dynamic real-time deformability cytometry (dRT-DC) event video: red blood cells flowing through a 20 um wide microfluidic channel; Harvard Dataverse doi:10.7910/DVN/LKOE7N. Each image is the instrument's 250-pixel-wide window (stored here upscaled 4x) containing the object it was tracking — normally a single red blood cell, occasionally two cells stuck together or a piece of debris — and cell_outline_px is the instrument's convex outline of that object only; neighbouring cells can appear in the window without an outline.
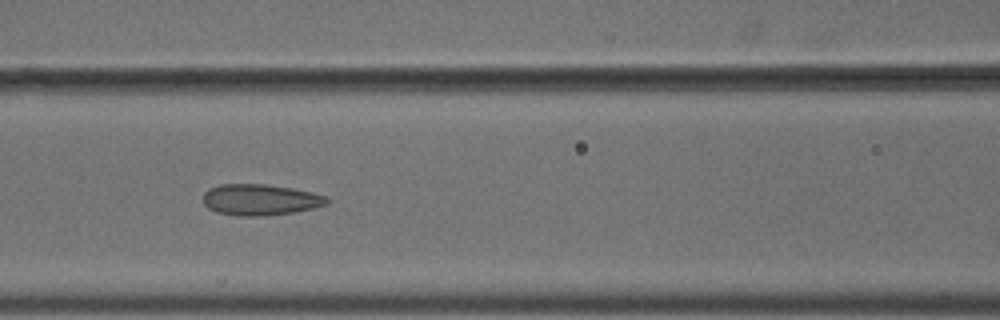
{"species": "common noctule bat (a hibernating species)", "species_latin": "Nyctalus noctula", "temperature_condition": "cold", "stored_images_in_passage": 7, "camera_frame_rate_fps": 3000, "um_per_image_px": 0.085, "animal": {"sex": "male", "body_mass_g": 18.8}, "frame": {"image": 1, "passage_image": 7, "time_ms": 2.0, "image_size_px": [1000, 320], "cell_outline_px": [[332, 200], [328, 204], [312, 208], [292, 212], [264, 216], [236, 216], [216, 212], [208, 208], [204, 204], [204, 192], [208, 188], [220, 184], [264, 184], [292, 188], [312, 192], [328, 196]], "centroid_in_image_um": [22.13, 16.97], "position_along_channel_um": 144.5, "area_um2": 22.66}}